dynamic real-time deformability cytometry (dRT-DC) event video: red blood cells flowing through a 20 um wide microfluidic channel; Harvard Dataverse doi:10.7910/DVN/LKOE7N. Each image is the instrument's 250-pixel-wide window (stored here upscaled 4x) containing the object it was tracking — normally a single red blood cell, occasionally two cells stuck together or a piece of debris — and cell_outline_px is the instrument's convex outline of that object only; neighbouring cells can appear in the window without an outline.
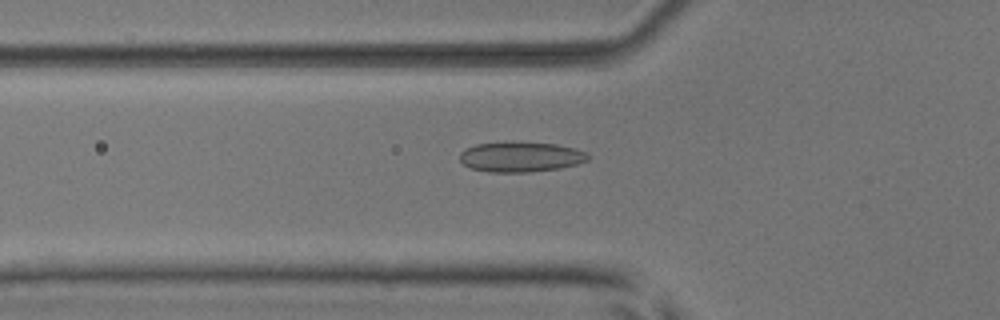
{"species": "common noctule bat (a hibernating species)", "species_latin": "Nyctalus noctula", "temperature_condition": "room temperature", "stored_images_in_passage": 53, "camera_frame_rate_fps": 3000, "um_per_image_px": 0.085, "animal": {"sex": "male", "body_mass_g": 17.9, "forearm_length_mm": 54.2}, "frame": {"image": 1, "passage_image": 19, "time_ms": 6.0, "image_size_px": [1000, 320], "cell_outline_px": [[592, 156], [588, 160], [576, 164], [560, 168], [528, 172], [488, 172], [472, 168], [464, 164], [460, 160], [460, 152], [464, 148], [476, 144], [516, 140], [556, 144], [588, 152]], "centroid_in_image_um": [44.26, 13.3], "position_along_channel_um": 81.5, "area_um2": 23.0}}
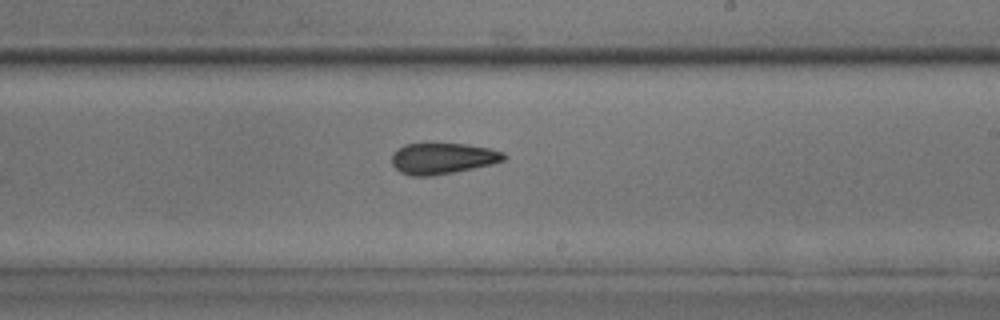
{"frame": {"image": 2, "passage_image": 32, "time_ms": 10.333, "image_size_px": [1000, 320], "cell_outline_px": [[508, 156], [504, 160], [492, 164], [432, 176], [412, 176], [400, 172], [392, 164], [392, 152], [404, 144], [468, 144], [488, 148], [504, 152]], "centroid_in_image_um": [37.62, 13.46], "position_along_channel_um": 251.4, "area_um2": 20.23}}
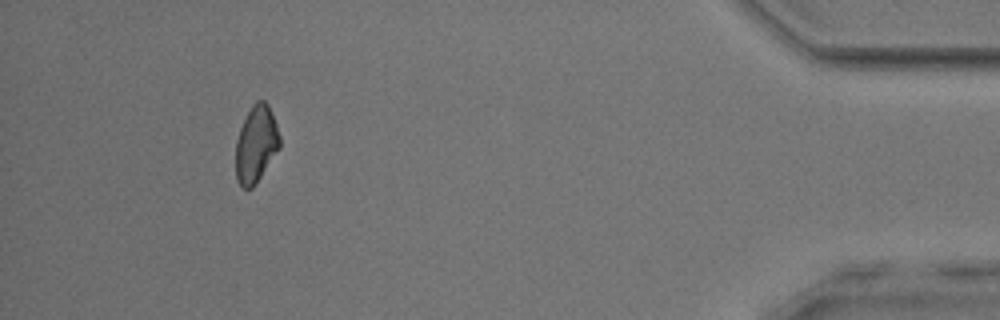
{"frame": {"image": 3, "passage_image": 49, "time_ms": 16.0, "image_size_px": [1000, 320], "cell_outline_px": [[280, 148], [252, 188], [244, 188], [236, 180], [236, 140], [240, 128], [252, 104], [256, 100], [264, 100], [268, 104], [276, 124], [280, 136]], "centroid_in_image_um": [21.76, 12.24], "position_along_channel_um": 413.4, "area_um2": 19.54}, "authors_computed_cell_mechanics": {"area_um2": 20.808, "velocity_mm_per_s": 3.9239, "shape_relaxation_time_tau1_ms": null, "shape_relaxation_time_tau2_ms": 3.79, "deformation_change_tau1": null, "deformation_change_tau2": 0.0955}}